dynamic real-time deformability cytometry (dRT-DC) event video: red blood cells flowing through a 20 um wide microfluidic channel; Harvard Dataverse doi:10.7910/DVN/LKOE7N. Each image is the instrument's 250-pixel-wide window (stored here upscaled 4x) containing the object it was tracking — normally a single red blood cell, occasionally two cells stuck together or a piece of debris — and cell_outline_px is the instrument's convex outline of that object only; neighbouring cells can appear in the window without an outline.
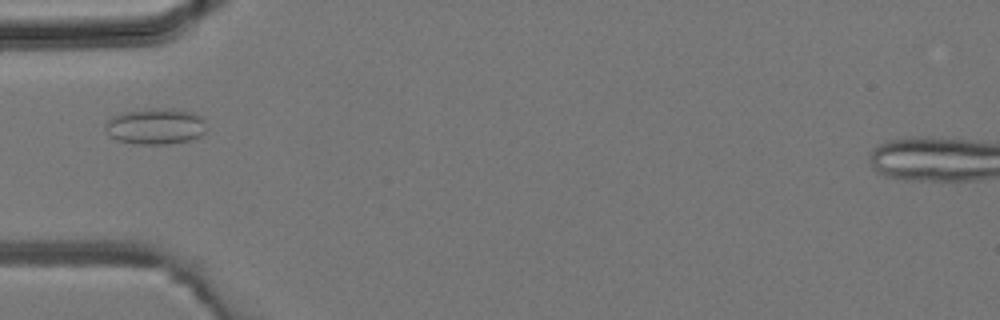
{"species": "common noctule bat (a hibernating species)", "species_latin": "Nyctalus noctula", "temperature_condition": "room temperature", "stored_images_in_passage": 33, "camera_frame_rate_fps": 3000, "um_per_image_px": 0.085, "animal": {"sex": "male", "body_mass_g": 19.2, "forearm_length_mm": 51.8}, "frame": {"image": 1, "passage_image": 9, "time_ms": 2.667, "image_size_px": [1000, 320], "cell_outline_px": [[204, 132], [200, 136], [188, 140], [168, 144], [136, 144], [116, 140], [108, 136], [104, 128], [104, 124], [112, 116], [124, 112], [172, 108], [192, 112], [200, 116], [204, 120]], "centroid_in_image_um": [13.17, 10.75], "position_along_channel_um": 71.8, "area_um2": 21.1}}
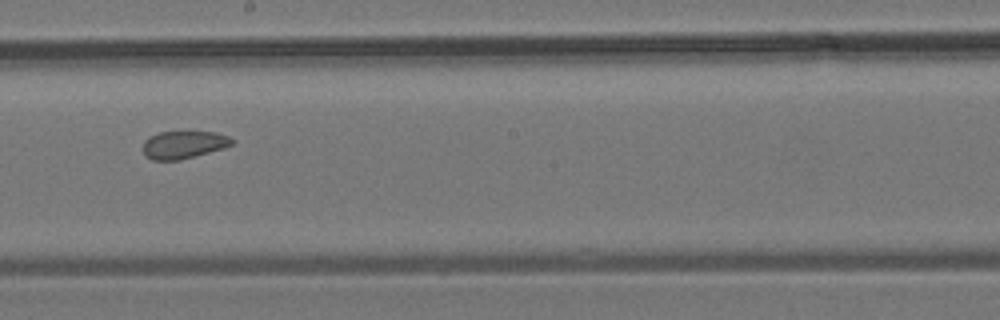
{"frame": {"image": 2, "passage_image": 19, "time_ms": 6.0, "image_size_px": [1000, 320], "cell_outline_px": [[236, 140], [232, 144], [224, 148], [180, 160], [152, 160], [144, 152], [144, 140], [148, 136], [160, 132], [216, 132], [228, 136]], "centroid_in_image_um": [15.63, 12.29], "position_along_channel_um": 232.6, "area_um2": 14.28}}
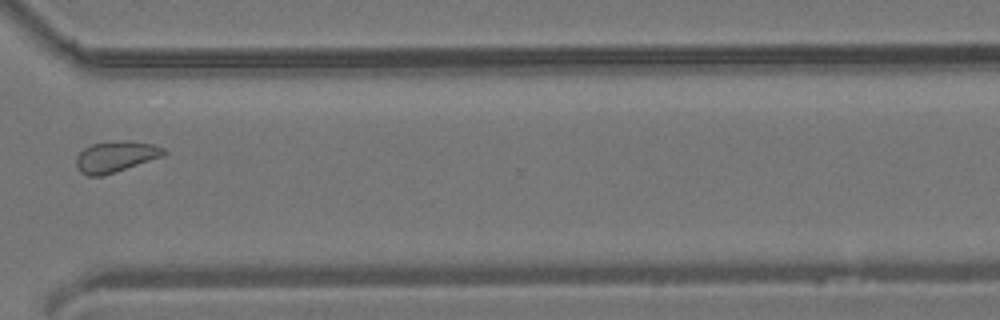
{"frame": {"image": 3, "passage_image": 27, "time_ms": 8.667, "image_size_px": [1000, 320], "cell_outline_px": [[168, 152], [164, 156], [104, 176], [88, 176], [80, 172], [76, 164], [76, 156], [84, 148], [92, 144], [120, 140], [128, 140], [152, 144], [164, 148]], "centroid_in_image_um": [9.85, 13.32], "position_along_channel_um": 360.8, "area_um2": 16.01}}